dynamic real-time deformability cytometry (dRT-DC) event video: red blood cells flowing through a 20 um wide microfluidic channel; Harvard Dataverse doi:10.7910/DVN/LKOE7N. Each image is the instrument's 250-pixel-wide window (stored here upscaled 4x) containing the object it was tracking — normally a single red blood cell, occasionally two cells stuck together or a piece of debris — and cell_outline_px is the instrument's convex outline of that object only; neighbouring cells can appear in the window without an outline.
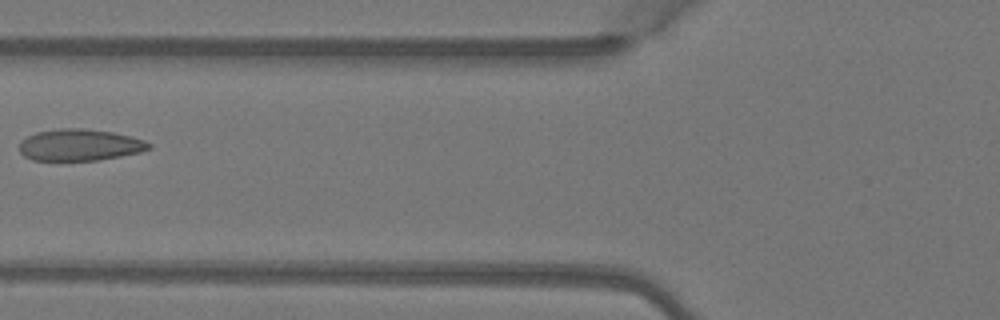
{"species": "Egyptian fruit bat (a non-hibernating species)", "species_latin": "Rousettus aegyptiacus", "temperature_condition": "warm", "stored_images_in_passage": 6, "camera_frame_rate_fps": 3000, "um_per_image_px": 0.085, "animal": {"sex": "female"}, "frame": {"image": 1, "passage_image": 6, "time_ms": 1.667, "image_size_px": [1000, 320], "cell_outline_px": [[152, 148], [140, 152], [120, 156], [96, 160], [32, 160], [24, 156], [20, 152], [20, 140], [36, 132], [60, 128], [84, 128], [112, 132], [132, 136], [144, 140], [152, 144]], "centroid_in_image_um": [6.79, 12.31], "position_along_channel_um": 119.0, "area_um2": 23.93}}